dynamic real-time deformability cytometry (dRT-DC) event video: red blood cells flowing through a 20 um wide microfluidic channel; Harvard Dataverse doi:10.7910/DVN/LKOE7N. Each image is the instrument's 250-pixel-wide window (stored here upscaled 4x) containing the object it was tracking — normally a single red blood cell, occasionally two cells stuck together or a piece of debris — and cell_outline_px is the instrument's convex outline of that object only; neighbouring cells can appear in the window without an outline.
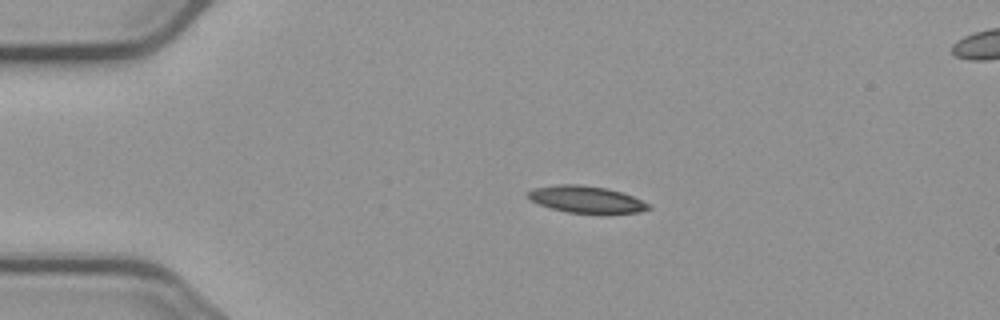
{"species": "common noctule bat (a hibernating species)", "species_latin": "Nyctalus noctula", "temperature_condition": "cold", "stored_images_in_passage": 4, "camera_frame_rate_fps": 3000, "um_per_image_px": 0.085, "animal": {"sex": "male", "body_mass_g": 23.1, "forearm_length_mm": 52.7}, "frame": {"image": 1, "passage_image": 2, "time_ms": 21.667, "image_size_px": [1000, 320], "cell_outline_px": [[652, 208], [640, 212], [604, 216], [568, 212], [552, 208], [540, 204], [532, 200], [528, 196], [528, 192], [532, 188], [560, 184], [580, 184], [608, 188], [632, 196], [652, 204]], "centroid_in_image_um": [49.94, 16.99], "position_along_channel_um": 35.1, "area_um2": 19.54}}